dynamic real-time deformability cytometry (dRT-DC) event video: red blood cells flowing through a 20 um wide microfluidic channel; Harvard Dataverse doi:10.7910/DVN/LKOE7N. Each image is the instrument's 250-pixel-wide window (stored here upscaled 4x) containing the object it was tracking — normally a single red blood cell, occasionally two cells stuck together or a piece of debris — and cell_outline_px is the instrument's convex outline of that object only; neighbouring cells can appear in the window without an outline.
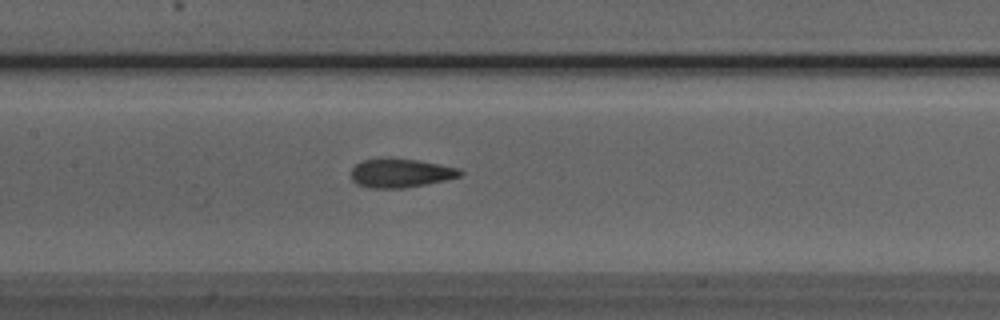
{"species": "Egyptian fruit bat (a non-hibernating species)", "species_latin": "Rousettus aegyptiacus", "temperature_condition": "room temperature", "stored_images_in_passage": 35, "camera_frame_rate_fps": 3000, "um_per_image_px": 0.085, "animal": {"sex": "male"}, "frame": {"image": 1, "passage_image": 18, "time_ms": 5.667, "image_size_px": [1000, 320], "cell_outline_px": [[464, 172], [460, 176], [444, 180], [404, 188], [368, 188], [356, 184], [352, 180], [352, 168], [356, 164], [364, 160], [388, 156], [392, 156], [420, 160], [460, 168]], "centroid_in_image_um": [34.04, 14.68], "position_along_channel_um": 173.4, "area_um2": 18.73}}
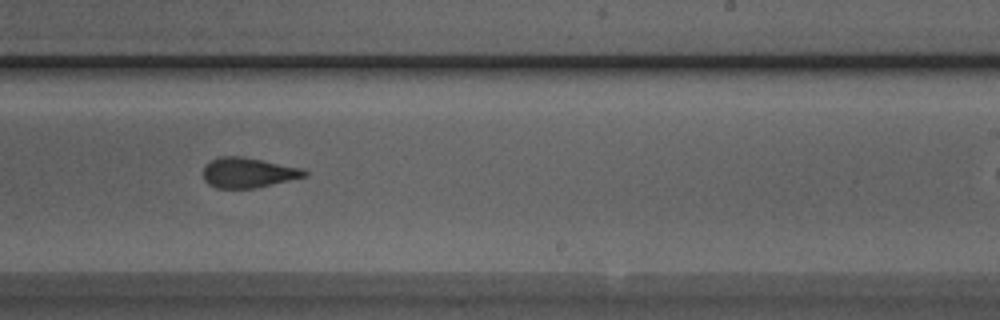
{"frame": {"image": 2, "passage_image": 25, "time_ms": 8.0, "image_size_px": [1000, 320], "cell_outline_px": [[308, 176], [256, 188], [216, 188], [208, 184], [204, 180], [204, 164], [220, 156], [244, 156], [304, 168], [308, 172]], "centroid_in_image_um": [21.12, 14.67], "position_along_channel_um": 267.9, "area_um2": 18.03}}
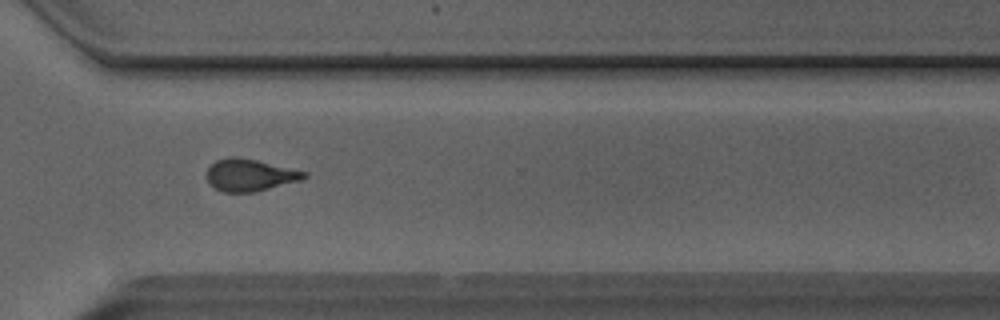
{"frame": {"image": 3, "passage_image": 31, "time_ms": 10.0, "image_size_px": [1000, 320], "cell_outline_px": [[308, 176], [304, 180], [256, 192], [224, 192], [208, 184], [204, 176], [208, 168], [216, 160], [228, 156], [236, 156], [256, 160], [308, 172]], "centroid_in_image_um": [21.24, 14.88], "position_along_channel_um": 349.4, "area_um2": 18.61}}